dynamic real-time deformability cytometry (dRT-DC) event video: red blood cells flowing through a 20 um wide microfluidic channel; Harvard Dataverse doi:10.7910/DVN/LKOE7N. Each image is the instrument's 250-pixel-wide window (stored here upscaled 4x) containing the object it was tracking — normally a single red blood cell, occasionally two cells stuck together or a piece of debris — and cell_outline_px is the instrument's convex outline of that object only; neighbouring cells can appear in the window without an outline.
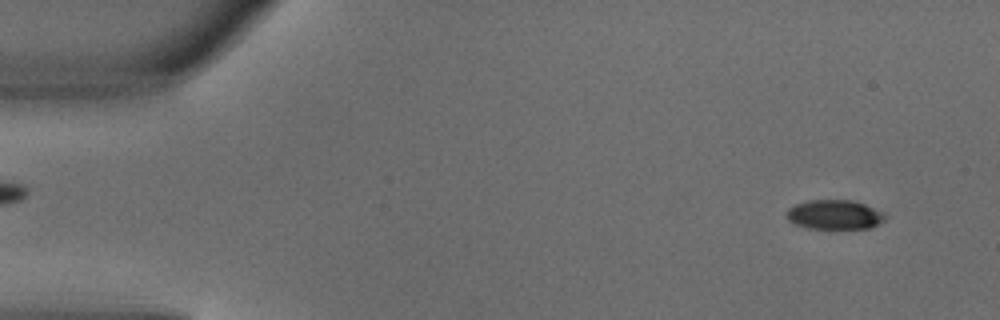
{"species": "common noctule bat (a hibernating species)", "species_latin": "Nyctalus noctula", "temperature_condition": "warm", "stored_images_in_passage": 3, "camera_frame_rate_fps": 3000, "um_per_image_px": 0.085, "animal": {"sex": "male", "body_mass_g": 18.8}, "frame": {"image": 1, "passage_image": 1, "time_ms": 0.0, "image_size_px": [1000, 320], "cell_outline_px": [[888, 216], [884, 220], [868, 228], [808, 228], [796, 224], [788, 220], [784, 212], [788, 208], [796, 204], [808, 200], [852, 200], [864, 204], [884, 212]], "centroid_in_image_um": [70.91, 18.23], "position_along_channel_um": 14.1, "area_um2": 16.88}}